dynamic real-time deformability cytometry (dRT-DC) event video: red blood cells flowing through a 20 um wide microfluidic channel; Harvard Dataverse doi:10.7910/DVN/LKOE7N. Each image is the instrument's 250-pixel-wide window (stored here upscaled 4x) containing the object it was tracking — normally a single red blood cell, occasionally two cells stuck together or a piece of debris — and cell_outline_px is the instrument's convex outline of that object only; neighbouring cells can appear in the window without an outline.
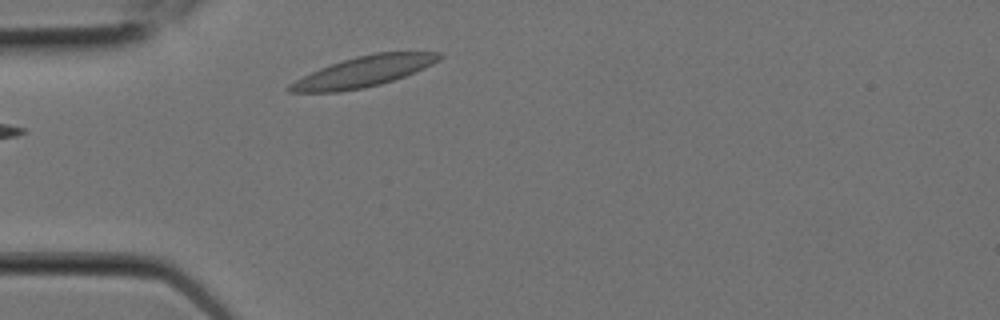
{"species": "Egyptian fruit bat (a non-hibernating species)", "species_latin": "Rousettus aegyptiacus", "temperature_condition": "room temperature", "stored_images_in_passage": 2, "camera_frame_rate_fps": 3000, "um_per_image_px": 0.085, "animal": {"sex": "female"}, "frame": {"image": 1, "passage_image": 2, "time_ms": 0.333, "image_size_px": [1000, 320], "cell_outline_px": [[444, 56], [440, 60], [424, 68], [404, 76], [380, 84], [364, 88], [340, 92], [288, 92], [284, 88], [288, 84], [320, 68], [356, 56], [376, 52], [440, 52]], "centroid_in_image_um": [30.9, 6.09], "position_along_channel_um": 54.1, "area_um2": 26.47}}